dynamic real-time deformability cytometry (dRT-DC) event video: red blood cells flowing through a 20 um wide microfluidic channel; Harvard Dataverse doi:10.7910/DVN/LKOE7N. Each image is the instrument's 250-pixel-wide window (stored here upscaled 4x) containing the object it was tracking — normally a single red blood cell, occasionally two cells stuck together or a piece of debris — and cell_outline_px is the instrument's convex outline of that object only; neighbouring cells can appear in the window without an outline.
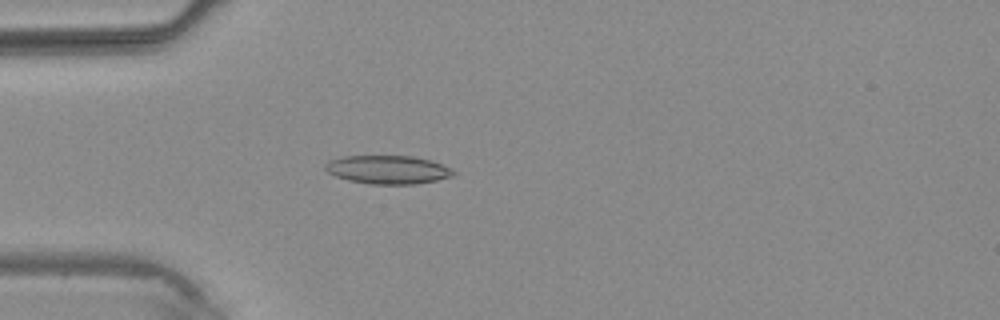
{"species": "common noctule bat (a hibernating species)", "species_latin": "Nyctalus noctula", "temperature_condition": "warm", "stored_images_in_passage": 1, "camera_frame_rate_fps": 3000, "um_per_image_px": 0.085, "animal": {"sex": "male", "body_mass_g": 20.4}, "frame": {"image": 1, "passage_image": 1, "time_ms": 0.0, "image_size_px": [1000, 320], "cell_outline_px": [[456, 172], [452, 176], [436, 180], [412, 184], [372, 184], [348, 180], [336, 176], [328, 172], [324, 168], [324, 164], [328, 160], [344, 156], [412, 156], [432, 160]], "centroid_in_image_um": [32.92, 14.41], "position_along_channel_um": 52.1, "area_um2": 21.1}}